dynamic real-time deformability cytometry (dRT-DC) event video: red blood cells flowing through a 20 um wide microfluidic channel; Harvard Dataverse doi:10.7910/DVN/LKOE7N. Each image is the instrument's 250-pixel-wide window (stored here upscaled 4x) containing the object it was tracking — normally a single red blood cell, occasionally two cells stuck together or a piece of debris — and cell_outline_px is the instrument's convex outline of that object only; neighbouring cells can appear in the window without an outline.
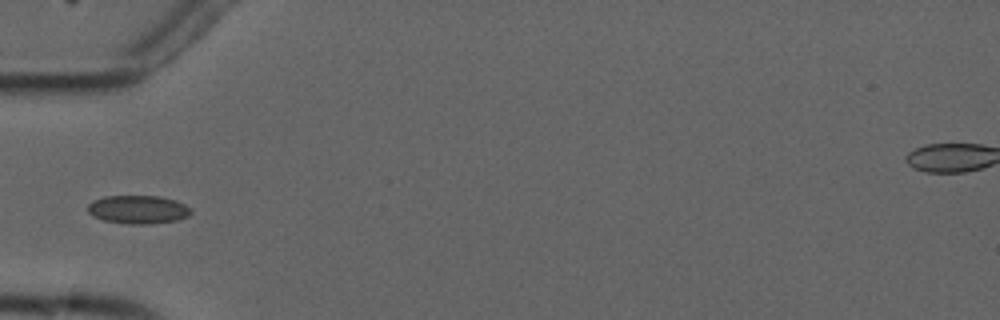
{"species": "common noctule bat (a hibernating species)", "species_latin": "Nyctalus noctula", "temperature_condition": "cold", "stored_images_in_passage": 1, "camera_frame_rate_fps": 3000, "um_per_image_px": 0.085, "animal": {"sex": "male", "forearm_length_mm": 52.5}, "frame": {"image": 1, "passage_image": 1, "time_ms": 0.0, "image_size_px": [1000, 320], "cell_outline_px": [[192, 212], [188, 216], [176, 220], [152, 224], [124, 224], [104, 220], [88, 212], [88, 204], [92, 200], [104, 196], [160, 196], [176, 200], [192, 208]], "centroid_in_image_um": [11.76, 17.8], "position_along_channel_um": 73.2, "area_um2": 17.17}}